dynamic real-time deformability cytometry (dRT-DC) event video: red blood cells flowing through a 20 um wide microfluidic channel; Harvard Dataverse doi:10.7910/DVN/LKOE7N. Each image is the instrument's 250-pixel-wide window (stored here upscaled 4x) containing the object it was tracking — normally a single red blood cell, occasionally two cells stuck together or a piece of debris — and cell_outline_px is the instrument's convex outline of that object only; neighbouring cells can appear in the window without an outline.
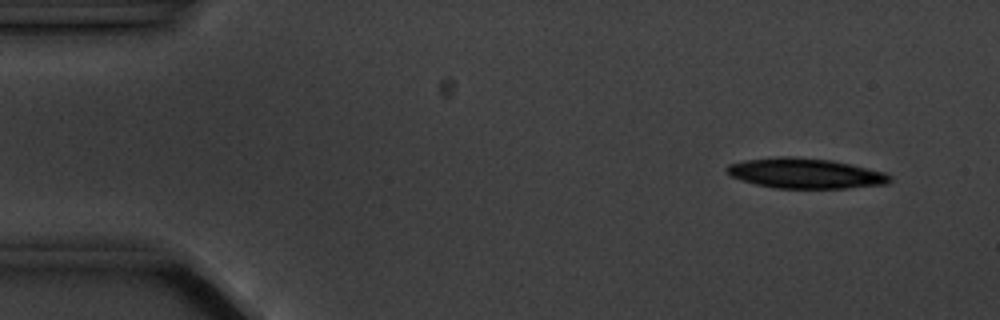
{"species": "common noctule bat (a hibernating species)", "species_latin": "Nyctalus noctula", "temperature_condition": "cold", "stored_images_in_passage": 4, "camera_frame_rate_fps": 3000, "um_per_image_px": 0.085, "animal": {"sex": "male", "body_mass_g": 20.1, "forearm_length_mm": 53.5}, "frame": {"image": 1, "passage_image": 1, "time_ms": 0.0, "image_size_px": [1000, 320], "cell_outline_px": [[892, 180], [888, 184], [848, 188], [776, 188], [756, 184], [740, 180], [728, 176], [724, 172], [724, 168], [728, 164], [744, 160], [780, 156], [796, 156], [832, 160], [884, 172], [892, 176]], "centroid_in_image_um": [68.4, 14.73], "position_along_channel_um": 16.6, "area_um2": 29.02}}